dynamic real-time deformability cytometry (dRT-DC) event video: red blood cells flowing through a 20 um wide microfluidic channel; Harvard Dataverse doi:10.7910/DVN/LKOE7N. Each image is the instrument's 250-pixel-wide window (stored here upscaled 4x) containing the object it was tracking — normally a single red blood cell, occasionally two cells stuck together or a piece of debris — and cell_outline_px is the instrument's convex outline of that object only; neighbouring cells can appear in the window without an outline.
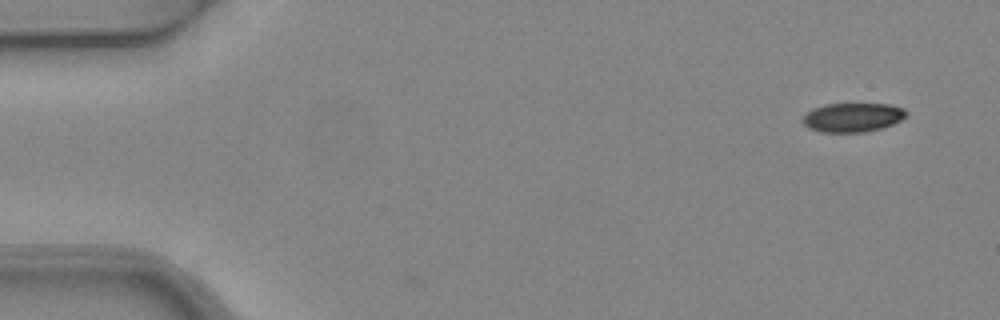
{"species": "common noctule bat (a hibernating species)", "species_latin": "Nyctalus noctula", "temperature_condition": "warm", "stored_images_in_passage": 8, "camera_frame_rate_fps": 3000, "um_per_image_px": 0.085, "animal": {"sex": "female", "body_mass_g": 24.6, "forearm_length_mm": 56.2}, "frame": {"image": 1, "passage_image": 1, "time_ms": 0.0, "image_size_px": [1000, 320], "cell_outline_px": [[908, 112], [900, 120], [884, 128], [864, 132], [820, 132], [808, 128], [800, 120], [812, 108], [824, 104], [888, 104], [904, 108]], "centroid_in_image_um": [72.45, 9.98], "position_along_channel_um": 12.6, "area_um2": 17.63}}
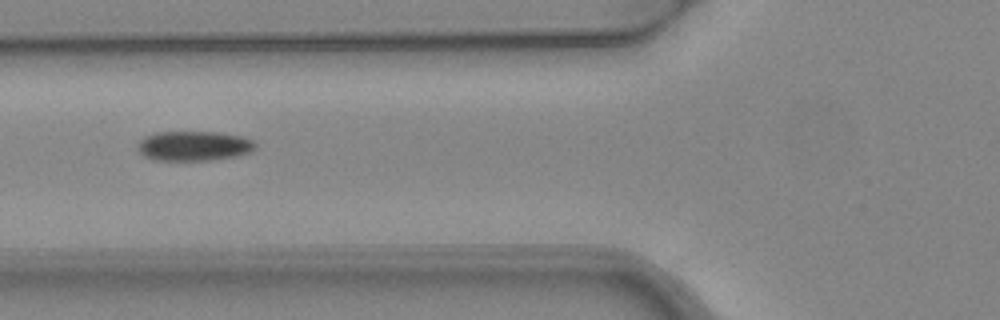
{"frame": {"image": 2, "passage_image": 5, "time_ms": 1.333, "image_size_px": [1000, 320], "cell_outline_px": [[256, 148], [252, 152], [236, 156], [208, 160], [152, 160], [144, 156], [136, 148], [140, 140], [144, 136], [156, 132], [220, 132], [240, 136], [252, 140], [256, 144]], "centroid_in_image_um": [16.46, 12.4], "position_along_channel_um": 109.3, "area_um2": 20.52}}
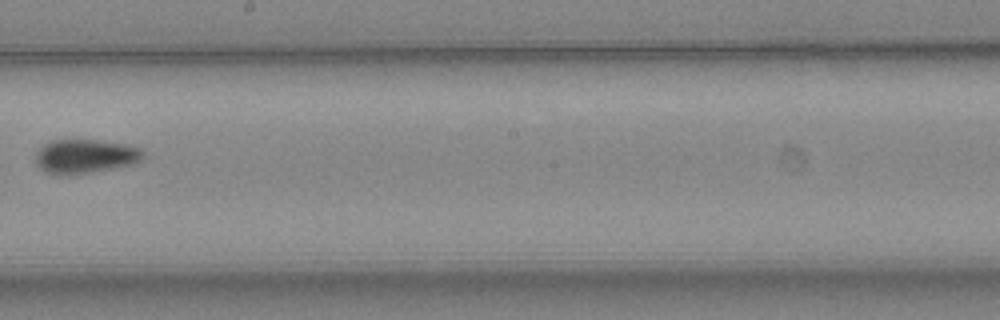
{"frame": {"image": 3, "passage_image": 8, "time_ms": 2.333, "image_size_px": [1000, 320], "cell_outline_px": [[144, 156], [136, 164], [92, 172], [48, 172], [40, 168], [36, 164], [36, 152], [44, 144], [52, 140], [96, 140], [124, 144], [144, 148]], "centroid_in_image_um": [7.32, 13.25], "position_along_channel_um": 240.9, "area_um2": 20.87}}